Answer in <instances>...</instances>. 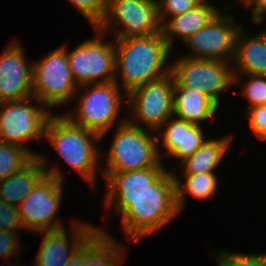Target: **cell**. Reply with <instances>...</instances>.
Returning a JSON list of instances; mask_svg holds the SVG:
<instances>
[{
  "instance_id": "cell-9",
  "label": "cell",
  "mask_w": 266,
  "mask_h": 266,
  "mask_svg": "<svg viewBox=\"0 0 266 266\" xmlns=\"http://www.w3.org/2000/svg\"><path fill=\"white\" fill-rule=\"evenodd\" d=\"M31 99L37 107L31 104ZM49 110L35 97L0 103V141L21 146L33 157H38L40 153L24 143L43 140L47 122L53 115Z\"/></svg>"
},
{
  "instance_id": "cell-25",
  "label": "cell",
  "mask_w": 266,
  "mask_h": 266,
  "mask_svg": "<svg viewBox=\"0 0 266 266\" xmlns=\"http://www.w3.org/2000/svg\"><path fill=\"white\" fill-rule=\"evenodd\" d=\"M32 158L23 147L0 141V181L19 171Z\"/></svg>"
},
{
  "instance_id": "cell-13",
  "label": "cell",
  "mask_w": 266,
  "mask_h": 266,
  "mask_svg": "<svg viewBox=\"0 0 266 266\" xmlns=\"http://www.w3.org/2000/svg\"><path fill=\"white\" fill-rule=\"evenodd\" d=\"M235 20L232 13L219 11L207 25L183 42L190 52L181 56L232 63L236 37L242 27Z\"/></svg>"
},
{
  "instance_id": "cell-8",
  "label": "cell",
  "mask_w": 266,
  "mask_h": 266,
  "mask_svg": "<svg viewBox=\"0 0 266 266\" xmlns=\"http://www.w3.org/2000/svg\"><path fill=\"white\" fill-rule=\"evenodd\" d=\"M174 87V77L170 72L134 88L127 94L126 107L128 112L131 110L127 121L134 126L156 132L174 115Z\"/></svg>"
},
{
  "instance_id": "cell-2",
  "label": "cell",
  "mask_w": 266,
  "mask_h": 266,
  "mask_svg": "<svg viewBox=\"0 0 266 266\" xmlns=\"http://www.w3.org/2000/svg\"><path fill=\"white\" fill-rule=\"evenodd\" d=\"M114 42V82L126 94L170 73L168 57L172 50L162 32L142 38L114 39Z\"/></svg>"
},
{
  "instance_id": "cell-27",
  "label": "cell",
  "mask_w": 266,
  "mask_h": 266,
  "mask_svg": "<svg viewBox=\"0 0 266 266\" xmlns=\"http://www.w3.org/2000/svg\"><path fill=\"white\" fill-rule=\"evenodd\" d=\"M217 253V254H216ZM217 266H266V253L215 252Z\"/></svg>"
},
{
  "instance_id": "cell-11",
  "label": "cell",
  "mask_w": 266,
  "mask_h": 266,
  "mask_svg": "<svg viewBox=\"0 0 266 266\" xmlns=\"http://www.w3.org/2000/svg\"><path fill=\"white\" fill-rule=\"evenodd\" d=\"M95 37L67 48L70 71L78 86L108 83L115 80V42L105 41V33L93 28Z\"/></svg>"
},
{
  "instance_id": "cell-24",
  "label": "cell",
  "mask_w": 266,
  "mask_h": 266,
  "mask_svg": "<svg viewBox=\"0 0 266 266\" xmlns=\"http://www.w3.org/2000/svg\"><path fill=\"white\" fill-rule=\"evenodd\" d=\"M175 180L176 201L180 213L183 211L187 194L199 200L210 199L218 191L216 173L183 174V181L172 170ZM186 197V198H185Z\"/></svg>"
},
{
  "instance_id": "cell-31",
  "label": "cell",
  "mask_w": 266,
  "mask_h": 266,
  "mask_svg": "<svg viewBox=\"0 0 266 266\" xmlns=\"http://www.w3.org/2000/svg\"><path fill=\"white\" fill-rule=\"evenodd\" d=\"M245 115L249 119V129L255 137L266 141V104L247 109Z\"/></svg>"
},
{
  "instance_id": "cell-17",
  "label": "cell",
  "mask_w": 266,
  "mask_h": 266,
  "mask_svg": "<svg viewBox=\"0 0 266 266\" xmlns=\"http://www.w3.org/2000/svg\"><path fill=\"white\" fill-rule=\"evenodd\" d=\"M247 35V36H246ZM233 75H266V31L247 34L242 26L235 41Z\"/></svg>"
},
{
  "instance_id": "cell-15",
  "label": "cell",
  "mask_w": 266,
  "mask_h": 266,
  "mask_svg": "<svg viewBox=\"0 0 266 266\" xmlns=\"http://www.w3.org/2000/svg\"><path fill=\"white\" fill-rule=\"evenodd\" d=\"M70 224H72V232L69 234L71 238L67 235L66 227L34 233L37 237L42 236L39 251L34 258V266H66L75 250L97 229L89 222L74 219Z\"/></svg>"
},
{
  "instance_id": "cell-10",
  "label": "cell",
  "mask_w": 266,
  "mask_h": 266,
  "mask_svg": "<svg viewBox=\"0 0 266 266\" xmlns=\"http://www.w3.org/2000/svg\"><path fill=\"white\" fill-rule=\"evenodd\" d=\"M114 39L142 38L161 32L157 0H107V11L97 27Z\"/></svg>"
},
{
  "instance_id": "cell-30",
  "label": "cell",
  "mask_w": 266,
  "mask_h": 266,
  "mask_svg": "<svg viewBox=\"0 0 266 266\" xmlns=\"http://www.w3.org/2000/svg\"><path fill=\"white\" fill-rule=\"evenodd\" d=\"M0 229L14 233H19L20 230L26 231L21 222L18 207L4 203L2 200H0Z\"/></svg>"
},
{
  "instance_id": "cell-1",
  "label": "cell",
  "mask_w": 266,
  "mask_h": 266,
  "mask_svg": "<svg viewBox=\"0 0 266 266\" xmlns=\"http://www.w3.org/2000/svg\"><path fill=\"white\" fill-rule=\"evenodd\" d=\"M106 212L116 210L121 216V228L131 241L170 224L180 213L172 170H167L145 193L140 195H104Z\"/></svg>"
},
{
  "instance_id": "cell-22",
  "label": "cell",
  "mask_w": 266,
  "mask_h": 266,
  "mask_svg": "<svg viewBox=\"0 0 266 266\" xmlns=\"http://www.w3.org/2000/svg\"><path fill=\"white\" fill-rule=\"evenodd\" d=\"M45 174L40 159L33 157L19 171L0 181V200L18 207Z\"/></svg>"
},
{
  "instance_id": "cell-16",
  "label": "cell",
  "mask_w": 266,
  "mask_h": 266,
  "mask_svg": "<svg viewBox=\"0 0 266 266\" xmlns=\"http://www.w3.org/2000/svg\"><path fill=\"white\" fill-rule=\"evenodd\" d=\"M156 133L160 159L175 158L177 167L207 140L203 126L179 119L175 115L167 119ZM161 149L166 151L162 153Z\"/></svg>"
},
{
  "instance_id": "cell-20",
  "label": "cell",
  "mask_w": 266,
  "mask_h": 266,
  "mask_svg": "<svg viewBox=\"0 0 266 266\" xmlns=\"http://www.w3.org/2000/svg\"><path fill=\"white\" fill-rule=\"evenodd\" d=\"M168 169L164 162L143 170L102 172L106 181L105 195H140L149 190Z\"/></svg>"
},
{
  "instance_id": "cell-7",
  "label": "cell",
  "mask_w": 266,
  "mask_h": 266,
  "mask_svg": "<svg viewBox=\"0 0 266 266\" xmlns=\"http://www.w3.org/2000/svg\"><path fill=\"white\" fill-rule=\"evenodd\" d=\"M78 87L69 68L67 45H60L33 62L32 95L50 111L71 103Z\"/></svg>"
},
{
  "instance_id": "cell-4",
  "label": "cell",
  "mask_w": 266,
  "mask_h": 266,
  "mask_svg": "<svg viewBox=\"0 0 266 266\" xmlns=\"http://www.w3.org/2000/svg\"><path fill=\"white\" fill-rule=\"evenodd\" d=\"M77 94L81 96H78L77 106L62 114L73 124L99 134L101 140L114 129L113 126L127 121V117L118 118L121 108L127 106V94L114 81L81 85Z\"/></svg>"
},
{
  "instance_id": "cell-28",
  "label": "cell",
  "mask_w": 266,
  "mask_h": 266,
  "mask_svg": "<svg viewBox=\"0 0 266 266\" xmlns=\"http://www.w3.org/2000/svg\"><path fill=\"white\" fill-rule=\"evenodd\" d=\"M72 3L82 17H84L93 28L98 27L103 21L107 11V0H67Z\"/></svg>"
},
{
  "instance_id": "cell-19",
  "label": "cell",
  "mask_w": 266,
  "mask_h": 266,
  "mask_svg": "<svg viewBox=\"0 0 266 266\" xmlns=\"http://www.w3.org/2000/svg\"><path fill=\"white\" fill-rule=\"evenodd\" d=\"M211 2H202L196 8L183 14L170 17L161 25V32L168 46L172 49L176 40L183 43L196 31L207 25L219 12Z\"/></svg>"
},
{
  "instance_id": "cell-33",
  "label": "cell",
  "mask_w": 266,
  "mask_h": 266,
  "mask_svg": "<svg viewBox=\"0 0 266 266\" xmlns=\"http://www.w3.org/2000/svg\"><path fill=\"white\" fill-rule=\"evenodd\" d=\"M244 5V7H252L251 20L253 23L260 24L264 21V16L266 14V0H247Z\"/></svg>"
},
{
  "instance_id": "cell-34",
  "label": "cell",
  "mask_w": 266,
  "mask_h": 266,
  "mask_svg": "<svg viewBox=\"0 0 266 266\" xmlns=\"http://www.w3.org/2000/svg\"><path fill=\"white\" fill-rule=\"evenodd\" d=\"M66 266H80V246L75 250V252L71 255L69 261Z\"/></svg>"
},
{
  "instance_id": "cell-6",
  "label": "cell",
  "mask_w": 266,
  "mask_h": 266,
  "mask_svg": "<svg viewBox=\"0 0 266 266\" xmlns=\"http://www.w3.org/2000/svg\"><path fill=\"white\" fill-rule=\"evenodd\" d=\"M150 131V132H148ZM156 132L124 122L114 129L113 140L106 151L105 170L124 172L157 166L162 160L158 153Z\"/></svg>"
},
{
  "instance_id": "cell-26",
  "label": "cell",
  "mask_w": 266,
  "mask_h": 266,
  "mask_svg": "<svg viewBox=\"0 0 266 266\" xmlns=\"http://www.w3.org/2000/svg\"><path fill=\"white\" fill-rule=\"evenodd\" d=\"M239 83H242V97L248 103L246 110L266 104V75L237 74L234 76V85H240Z\"/></svg>"
},
{
  "instance_id": "cell-12",
  "label": "cell",
  "mask_w": 266,
  "mask_h": 266,
  "mask_svg": "<svg viewBox=\"0 0 266 266\" xmlns=\"http://www.w3.org/2000/svg\"><path fill=\"white\" fill-rule=\"evenodd\" d=\"M170 66L175 87L199 89L219 107L222 101L221 93L234 86L231 62L179 56Z\"/></svg>"
},
{
  "instance_id": "cell-21",
  "label": "cell",
  "mask_w": 266,
  "mask_h": 266,
  "mask_svg": "<svg viewBox=\"0 0 266 266\" xmlns=\"http://www.w3.org/2000/svg\"><path fill=\"white\" fill-rule=\"evenodd\" d=\"M220 107L199 89L174 87V115L195 125L212 120Z\"/></svg>"
},
{
  "instance_id": "cell-5",
  "label": "cell",
  "mask_w": 266,
  "mask_h": 266,
  "mask_svg": "<svg viewBox=\"0 0 266 266\" xmlns=\"http://www.w3.org/2000/svg\"><path fill=\"white\" fill-rule=\"evenodd\" d=\"M38 158L42 162L46 174L18 206L24 229L32 234L65 227V223L61 222L62 219L57 218L63 200L64 174L56 164L57 162L54 165L47 162L46 155L39 154Z\"/></svg>"
},
{
  "instance_id": "cell-29",
  "label": "cell",
  "mask_w": 266,
  "mask_h": 266,
  "mask_svg": "<svg viewBox=\"0 0 266 266\" xmlns=\"http://www.w3.org/2000/svg\"><path fill=\"white\" fill-rule=\"evenodd\" d=\"M158 15L161 25L170 17L183 14L196 8L201 0H157Z\"/></svg>"
},
{
  "instance_id": "cell-23",
  "label": "cell",
  "mask_w": 266,
  "mask_h": 266,
  "mask_svg": "<svg viewBox=\"0 0 266 266\" xmlns=\"http://www.w3.org/2000/svg\"><path fill=\"white\" fill-rule=\"evenodd\" d=\"M233 133L207 139L203 145L179 166L183 174L215 173L233 143Z\"/></svg>"
},
{
  "instance_id": "cell-36",
  "label": "cell",
  "mask_w": 266,
  "mask_h": 266,
  "mask_svg": "<svg viewBox=\"0 0 266 266\" xmlns=\"http://www.w3.org/2000/svg\"><path fill=\"white\" fill-rule=\"evenodd\" d=\"M3 266H4V265H3ZM8 266H18V265H17V262H16V265L12 263V264H10V265L8 264Z\"/></svg>"
},
{
  "instance_id": "cell-3",
  "label": "cell",
  "mask_w": 266,
  "mask_h": 266,
  "mask_svg": "<svg viewBox=\"0 0 266 266\" xmlns=\"http://www.w3.org/2000/svg\"><path fill=\"white\" fill-rule=\"evenodd\" d=\"M44 137L63 161L77 172L91 189H95L98 176L96 171L99 168V159L102 158V150L98 147L102 141L101 136L73 124L65 115L58 113L49 118Z\"/></svg>"
},
{
  "instance_id": "cell-35",
  "label": "cell",
  "mask_w": 266,
  "mask_h": 266,
  "mask_svg": "<svg viewBox=\"0 0 266 266\" xmlns=\"http://www.w3.org/2000/svg\"><path fill=\"white\" fill-rule=\"evenodd\" d=\"M239 2H241V4H244L247 0H237Z\"/></svg>"
},
{
  "instance_id": "cell-18",
  "label": "cell",
  "mask_w": 266,
  "mask_h": 266,
  "mask_svg": "<svg viewBox=\"0 0 266 266\" xmlns=\"http://www.w3.org/2000/svg\"><path fill=\"white\" fill-rule=\"evenodd\" d=\"M96 228L80 245V266H119L125 259L126 246L119 244L104 227Z\"/></svg>"
},
{
  "instance_id": "cell-32",
  "label": "cell",
  "mask_w": 266,
  "mask_h": 266,
  "mask_svg": "<svg viewBox=\"0 0 266 266\" xmlns=\"http://www.w3.org/2000/svg\"><path fill=\"white\" fill-rule=\"evenodd\" d=\"M19 233H14V232H8L5 230L0 229V258L3 260L5 259L6 261H18L17 257L19 254V251L22 250L20 245H22L23 242H19ZM12 257L14 259H12Z\"/></svg>"
},
{
  "instance_id": "cell-14",
  "label": "cell",
  "mask_w": 266,
  "mask_h": 266,
  "mask_svg": "<svg viewBox=\"0 0 266 266\" xmlns=\"http://www.w3.org/2000/svg\"><path fill=\"white\" fill-rule=\"evenodd\" d=\"M17 40L9 42L0 54V103L33 97V61L28 62Z\"/></svg>"
}]
</instances>
